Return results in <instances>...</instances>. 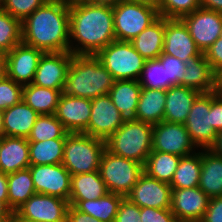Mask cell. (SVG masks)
I'll use <instances>...</instances> for the list:
<instances>
[{
	"mask_svg": "<svg viewBox=\"0 0 222 222\" xmlns=\"http://www.w3.org/2000/svg\"><path fill=\"white\" fill-rule=\"evenodd\" d=\"M69 20V52L73 55L95 56L116 40L112 6L74 4L69 6Z\"/></svg>",
	"mask_w": 222,
	"mask_h": 222,
	"instance_id": "6da1fadb",
	"label": "cell"
},
{
	"mask_svg": "<svg viewBox=\"0 0 222 222\" xmlns=\"http://www.w3.org/2000/svg\"><path fill=\"white\" fill-rule=\"evenodd\" d=\"M22 42L44 53L69 51V6L58 0H47L23 22Z\"/></svg>",
	"mask_w": 222,
	"mask_h": 222,
	"instance_id": "7a4b0ae2",
	"label": "cell"
},
{
	"mask_svg": "<svg viewBox=\"0 0 222 222\" xmlns=\"http://www.w3.org/2000/svg\"><path fill=\"white\" fill-rule=\"evenodd\" d=\"M115 79L93 55H73L63 93L94 99L109 94Z\"/></svg>",
	"mask_w": 222,
	"mask_h": 222,
	"instance_id": "3957f363",
	"label": "cell"
},
{
	"mask_svg": "<svg viewBox=\"0 0 222 222\" xmlns=\"http://www.w3.org/2000/svg\"><path fill=\"white\" fill-rule=\"evenodd\" d=\"M152 137L153 125L142 121L125 122L106 140V149L144 165L152 151Z\"/></svg>",
	"mask_w": 222,
	"mask_h": 222,
	"instance_id": "277c9868",
	"label": "cell"
},
{
	"mask_svg": "<svg viewBox=\"0 0 222 222\" xmlns=\"http://www.w3.org/2000/svg\"><path fill=\"white\" fill-rule=\"evenodd\" d=\"M106 141L84 133L66 135L62 165L71 175L99 171Z\"/></svg>",
	"mask_w": 222,
	"mask_h": 222,
	"instance_id": "5b68a950",
	"label": "cell"
},
{
	"mask_svg": "<svg viewBox=\"0 0 222 222\" xmlns=\"http://www.w3.org/2000/svg\"><path fill=\"white\" fill-rule=\"evenodd\" d=\"M95 56L115 80H138L146 60L130 41L119 40H114Z\"/></svg>",
	"mask_w": 222,
	"mask_h": 222,
	"instance_id": "8992f818",
	"label": "cell"
},
{
	"mask_svg": "<svg viewBox=\"0 0 222 222\" xmlns=\"http://www.w3.org/2000/svg\"><path fill=\"white\" fill-rule=\"evenodd\" d=\"M144 172L143 164L104 150L99 166L101 179L110 193L126 197Z\"/></svg>",
	"mask_w": 222,
	"mask_h": 222,
	"instance_id": "52a82bcc",
	"label": "cell"
},
{
	"mask_svg": "<svg viewBox=\"0 0 222 222\" xmlns=\"http://www.w3.org/2000/svg\"><path fill=\"white\" fill-rule=\"evenodd\" d=\"M159 17L158 9L141 3L121 1L113 6L116 40L131 41Z\"/></svg>",
	"mask_w": 222,
	"mask_h": 222,
	"instance_id": "ba28073f",
	"label": "cell"
},
{
	"mask_svg": "<svg viewBox=\"0 0 222 222\" xmlns=\"http://www.w3.org/2000/svg\"><path fill=\"white\" fill-rule=\"evenodd\" d=\"M184 126L197 148L210 149L214 145L218 133L212 127V92L196 97Z\"/></svg>",
	"mask_w": 222,
	"mask_h": 222,
	"instance_id": "9c48e42d",
	"label": "cell"
},
{
	"mask_svg": "<svg viewBox=\"0 0 222 222\" xmlns=\"http://www.w3.org/2000/svg\"><path fill=\"white\" fill-rule=\"evenodd\" d=\"M196 149L184 124L163 120L153 125L152 151L184 157L196 153Z\"/></svg>",
	"mask_w": 222,
	"mask_h": 222,
	"instance_id": "30bf717a",
	"label": "cell"
},
{
	"mask_svg": "<svg viewBox=\"0 0 222 222\" xmlns=\"http://www.w3.org/2000/svg\"><path fill=\"white\" fill-rule=\"evenodd\" d=\"M197 47L204 53L219 37L222 30V13L198 8L180 18Z\"/></svg>",
	"mask_w": 222,
	"mask_h": 222,
	"instance_id": "8fae6325",
	"label": "cell"
},
{
	"mask_svg": "<svg viewBox=\"0 0 222 222\" xmlns=\"http://www.w3.org/2000/svg\"><path fill=\"white\" fill-rule=\"evenodd\" d=\"M35 191L59 197L64 200L70 198V172L61 164L30 165Z\"/></svg>",
	"mask_w": 222,
	"mask_h": 222,
	"instance_id": "7c38bea8",
	"label": "cell"
},
{
	"mask_svg": "<svg viewBox=\"0 0 222 222\" xmlns=\"http://www.w3.org/2000/svg\"><path fill=\"white\" fill-rule=\"evenodd\" d=\"M68 207V200L36 193L15 212L36 222H66Z\"/></svg>",
	"mask_w": 222,
	"mask_h": 222,
	"instance_id": "4fadbf2b",
	"label": "cell"
},
{
	"mask_svg": "<svg viewBox=\"0 0 222 222\" xmlns=\"http://www.w3.org/2000/svg\"><path fill=\"white\" fill-rule=\"evenodd\" d=\"M122 124L120 112L106 94L91 100V116L83 133L106 141Z\"/></svg>",
	"mask_w": 222,
	"mask_h": 222,
	"instance_id": "5bb4252c",
	"label": "cell"
},
{
	"mask_svg": "<svg viewBox=\"0 0 222 222\" xmlns=\"http://www.w3.org/2000/svg\"><path fill=\"white\" fill-rule=\"evenodd\" d=\"M172 188L169 183L159 181L143 172L132 191L126 196L140 208L153 207L171 209Z\"/></svg>",
	"mask_w": 222,
	"mask_h": 222,
	"instance_id": "9a60e30c",
	"label": "cell"
},
{
	"mask_svg": "<svg viewBox=\"0 0 222 222\" xmlns=\"http://www.w3.org/2000/svg\"><path fill=\"white\" fill-rule=\"evenodd\" d=\"M163 53L187 63L203 53L189 34L181 19L165 18Z\"/></svg>",
	"mask_w": 222,
	"mask_h": 222,
	"instance_id": "2e32d148",
	"label": "cell"
},
{
	"mask_svg": "<svg viewBox=\"0 0 222 222\" xmlns=\"http://www.w3.org/2000/svg\"><path fill=\"white\" fill-rule=\"evenodd\" d=\"M73 54L67 52L44 53L40 58L32 84L63 90Z\"/></svg>",
	"mask_w": 222,
	"mask_h": 222,
	"instance_id": "e0dca14e",
	"label": "cell"
},
{
	"mask_svg": "<svg viewBox=\"0 0 222 222\" xmlns=\"http://www.w3.org/2000/svg\"><path fill=\"white\" fill-rule=\"evenodd\" d=\"M209 201L199 187L172 189L171 211L178 222H200Z\"/></svg>",
	"mask_w": 222,
	"mask_h": 222,
	"instance_id": "ac0fdd59",
	"label": "cell"
},
{
	"mask_svg": "<svg viewBox=\"0 0 222 222\" xmlns=\"http://www.w3.org/2000/svg\"><path fill=\"white\" fill-rule=\"evenodd\" d=\"M43 54L41 50L23 42L17 44L7 53V77L22 86L31 84Z\"/></svg>",
	"mask_w": 222,
	"mask_h": 222,
	"instance_id": "d6986e66",
	"label": "cell"
},
{
	"mask_svg": "<svg viewBox=\"0 0 222 222\" xmlns=\"http://www.w3.org/2000/svg\"><path fill=\"white\" fill-rule=\"evenodd\" d=\"M55 116L68 133H83L91 116V100L62 93Z\"/></svg>",
	"mask_w": 222,
	"mask_h": 222,
	"instance_id": "ffe728a7",
	"label": "cell"
},
{
	"mask_svg": "<svg viewBox=\"0 0 222 222\" xmlns=\"http://www.w3.org/2000/svg\"><path fill=\"white\" fill-rule=\"evenodd\" d=\"M141 89L138 80L127 79L115 80L110 89L108 95L120 112L123 123L138 121L136 111Z\"/></svg>",
	"mask_w": 222,
	"mask_h": 222,
	"instance_id": "44dd1931",
	"label": "cell"
},
{
	"mask_svg": "<svg viewBox=\"0 0 222 222\" xmlns=\"http://www.w3.org/2000/svg\"><path fill=\"white\" fill-rule=\"evenodd\" d=\"M29 166V141L26 138L6 136L0 140L2 173L8 175Z\"/></svg>",
	"mask_w": 222,
	"mask_h": 222,
	"instance_id": "7402d4cb",
	"label": "cell"
},
{
	"mask_svg": "<svg viewBox=\"0 0 222 222\" xmlns=\"http://www.w3.org/2000/svg\"><path fill=\"white\" fill-rule=\"evenodd\" d=\"M199 91L176 85L166 90L164 121L184 124Z\"/></svg>",
	"mask_w": 222,
	"mask_h": 222,
	"instance_id": "603a6c76",
	"label": "cell"
},
{
	"mask_svg": "<svg viewBox=\"0 0 222 222\" xmlns=\"http://www.w3.org/2000/svg\"><path fill=\"white\" fill-rule=\"evenodd\" d=\"M183 86L208 93L218 89L217 74L213 71L205 54L189 60L183 76Z\"/></svg>",
	"mask_w": 222,
	"mask_h": 222,
	"instance_id": "cb8c5ba5",
	"label": "cell"
},
{
	"mask_svg": "<svg viewBox=\"0 0 222 222\" xmlns=\"http://www.w3.org/2000/svg\"><path fill=\"white\" fill-rule=\"evenodd\" d=\"M6 136L28 138L39 114L22 99L19 103L3 110Z\"/></svg>",
	"mask_w": 222,
	"mask_h": 222,
	"instance_id": "d4e9b609",
	"label": "cell"
},
{
	"mask_svg": "<svg viewBox=\"0 0 222 222\" xmlns=\"http://www.w3.org/2000/svg\"><path fill=\"white\" fill-rule=\"evenodd\" d=\"M198 187L210 198L222 196V157L210 149L201 151Z\"/></svg>",
	"mask_w": 222,
	"mask_h": 222,
	"instance_id": "484cf974",
	"label": "cell"
},
{
	"mask_svg": "<svg viewBox=\"0 0 222 222\" xmlns=\"http://www.w3.org/2000/svg\"><path fill=\"white\" fill-rule=\"evenodd\" d=\"M165 18L159 16L130 42L146 60L157 59L163 53Z\"/></svg>",
	"mask_w": 222,
	"mask_h": 222,
	"instance_id": "4316f807",
	"label": "cell"
},
{
	"mask_svg": "<svg viewBox=\"0 0 222 222\" xmlns=\"http://www.w3.org/2000/svg\"><path fill=\"white\" fill-rule=\"evenodd\" d=\"M123 195L108 192L105 196L95 200H69V205L77 210L100 220L114 222Z\"/></svg>",
	"mask_w": 222,
	"mask_h": 222,
	"instance_id": "83f0119b",
	"label": "cell"
},
{
	"mask_svg": "<svg viewBox=\"0 0 222 222\" xmlns=\"http://www.w3.org/2000/svg\"><path fill=\"white\" fill-rule=\"evenodd\" d=\"M166 91L159 89H141L137 104V119L151 125L163 121Z\"/></svg>",
	"mask_w": 222,
	"mask_h": 222,
	"instance_id": "f1b7e54d",
	"label": "cell"
},
{
	"mask_svg": "<svg viewBox=\"0 0 222 222\" xmlns=\"http://www.w3.org/2000/svg\"><path fill=\"white\" fill-rule=\"evenodd\" d=\"M107 193L99 171L71 175L69 200H95Z\"/></svg>",
	"mask_w": 222,
	"mask_h": 222,
	"instance_id": "f546056e",
	"label": "cell"
},
{
	"mask_svg": "<svg viewBox=\"0 0 222 222\" xmlns=\"http://www.w3.org/2000/svg\"><path fill=\"white\" fill-rule=\"evenodd\" d=\"M63 90L40 87L35 84L23 86L24 102L39 115L55 114Z\"/></svg>",
	"mask_w": 222,
	"mask_h": 222,
	"instance_id": "4dcf8cb0",
	"label": "cell"
},
{
	"mask_svg": "<svg viewBox=\"0 0 222 222\" xmlns=\"http://www.w3.org/2000/svg\"><path fill=\"white\" fill-rule=\"evenodd\" d=\"M8 207L15 212L30 197L36 194L29 168L7 175Z\"/></svg>",
	"mask_w": 222,
	"mask_h": 222,
	"instance_id": "1f68e13d",
	"label": "cell"
},
{
	"mask_svg": "<svg viewBox=\"0 0 222 222\" xmlns=\"http://www.w3.org/2000/svg\"><path fill=\"white\" fill-rule=\"evenodd\" d=\"M180 159L181 156L175 154L151 151L143 170L148 176L170 184Z\"/></svg>",
	"mask_w": 222,
	"mask_h": 222,
	"instance_id": "d6a6232c",
	"label": "cell"
},
{
	"mask_svg": "<svg viewBox=\"0 0 222 222\" xmlns=\"http://www.w3.org/2000/svg\"><path fill=\"white\" fill-rule=\"evenodd\" d=\"M65 139L29 141L30 165L61 164Z\"/></svg>",
	"mask_w": 222,
	"mask_h": 222,
	"instance_id": "836d02e7",
	"label": "cell"
},
{
	"mask_svg": "<svg viewBox=\"0 0 222 222\" xmlns=\"http://www.w3.org/2000/svg\"><path fill=\"white\" fill-rule=\"evenodd\" d=\"M201 150L181 157L170 183L172 189L198 187L201 172Z\"/></svg>",
	"mask_w": 222,
	"mask_h": 222,
	"instance_id": "e575fe53",
	"label": "cell"
},
{
	"mask_svg": "<svg viewBox=\"0 0 222 222\" xmlns=\"http://www.w3.org/2000/svg\"><path fill=\"white\" fill-rule=\"evenodd\" d=\"M67 134L68 132L55 114H43L38 116L27 140L66 139Z\"/></svg>",
	"mask_w": 222,
	"mask_h": 222,
	"instance_id": "d590c367",
	"label": "cell"
},
{
	"mask_svg": "<svg viewBox=\"0 0 222 222\" xmlns=\"http://www.w3.org/2000/svg\"><path fill=\"white\" fill-rule=\"evenodd\" d=\"M138 82L144 89L168 90L166 63L158 58L145 60Z\"/></svg>",
	"mask_w": 222,
	"mask_h": 222,
	"instance_id": "8d00e7d4",
	"label": "cell"
},
{
	"mask_svg": "<svg viewBox=\"0 0 222 222\" xmlns=\"http://www.w3.org/2000/svg\"><path fill=\"white\" fill-rule=\"evenodd\" d=\"M21 42V22L0 6V50L8 53Z\"/></svg>",
	"mask_w": 222,
	"mask_h": 222,
	"instance_id": "74e56055",
	"label": "cell"
},
{
	"mask_svg": "<svg viewBox=\"0 0 222 222\" xmlns=\"http://www.w3.org/2000/svg\"><path fill=\"white\" fill-rule=\"evenodd\" d=\"M201 7V0H161L159 16L177 18L192 13Z\"/></svg>",
	"mask_w": 222,
	"mask_h": 222,
	"instance_id": "f35d334b",
	"label": "cell"
},
{
	"mask_svg": "<svg viewBox=\"0 0 222 222\" xmlns=\"http://www.w3.org/2000/svg\"><path fill=\"white\" fill-rule=\"evenodd\" d=\"M47 0H0V6L12 17L23 22Z\"/></svg>",
	"mask_w": 222,
	"mask_h": 222,
	"instance_id": "ab89813d",
	"label": "cell"
},
{
	"mask_svg": "<svg viewBox=\"0 0 222 222\" xmlns=\"http://www.w3.org/2000/svg\"><path fill=\"white\" fill-rule=\"evenodd\" d=\"M23 86L9 77L0 80V110H6L22 100Z\"/></svg>",
	"mask_w": 222,
	"mask_h": 222,
	"instance_id": "60d3db41",
	"label": "cell"
},
{
	"mask_svg": "<svg viewBox=\"0 0 222 222\" xmlns=\"http://www.w3.org/2000/svg\"><path fill=\"white\" fill-rule=\"evenodd\" d=\"M161 63H166L168 89L172 86H183V76L186 68L185 62L179 58L162 53L158 58Z\"/></svg>",
	"mask_w": 222,
	"mask_h": 222,
	"instance_id": "b9f144b4",
	"label": "cell"
},
{
	"mask_svg": "<svg viewBox=\"0 0 222 222\" xmlns=\"http://www.w3.org/2000/svg\"><path fill=\"white\" fill-rule=\"evenodd\" d=\"M141 222H178L171 209L140 208Z\"/></svg>",
	"mask_w": 222,
	"mask_h": 222,
	"instance_id": "7bdbcfd3",
	"label": "cell"
},
{
	"mask_svg": "<svg viewBox=\"0 0 222 222\" xmlns=\"http://www.w3.org/2000/svg\"><path fill=\"white\" fill-rule=\"evenodd\" d=\"M114 222H141L140 207L124 197L120 202Z\"/></svg>",
	"mask_w": 222,
	"mask_h": 222,
	"instance_id": "ee69618b",
	"label": "cell"
},
{
	"mask_svg": "<svg viewBox=\"0 0 222 222\" xmlns=\"http://www.w3.org/2000/svg\"><path fill=\"white\" fill-rule=\"evenodd\" d=\"M204 54L213 71L218 74L222 70V38L219 37Z\"/></svg>",
	"mask_w": 222,
	"mask_h": 222,
	"instance_id": "f6af8a7d",
	"label": "cell"
},
{
	"mask_svg": "<svg viewBox=\"0 0 222 222\" xmlns=\"http://www.w3.org/2000/svg\"><path fill=\"white\" fill-rule=\"evenodd\" d=\"M200 222H222V196L210 198L207 210Z\"/></svg>",
	"mask_w": 222,
	"mask_h": 222,
	"instance_id": "bcb514c9",
	"label": "cell"
},
{
	"mask_svg": "<svg viewBox=\"0 0 222 222\" xmlns=\"http://www.w3.org/2000/svg\"><path fill=\"white\" fill-rule=\"evenodd\" d=\"M212 127L217 133L222 131V96L217 90L212 91Z\"/></svg>",
	"mask_w": 222,
	"mask_h": 222,
	"instance_id": "7dc6e473",
	"label": "cell"
},
{
	"mask_svg": "<svg viewBox=\"0 0 222 222\" xmlns=\"http://www.w3.org/2000/svg\"><path fill=\"white\" fill-rule=\"evenodd\" d=\"M66 222H101V221L88 215L87 213L77 210L74 206L69 205L67 210Z\"/></svg>",
	"mask_w": 222,
	"mask_h": 222,
	"instance_id": "c3c4849f",
	"label": "cell"
},
{
	"mask_svg": "<svg viewBox=\"0 0 222 222\" xmlns=\"http://www.w3.org/2000/svg\"><path fill=\"white\" fill-rule=\"evenodd\" d=\"M8 181L7 174L0 171V200L8 206Z\"/></svg>",
	"mask_w": 222,
	"mask_h": 222,
	"instance_id": "681fc988",
	"label": "cell"
},
{
	"mask_svg": "<svg viewBox=\"0 0 222 222\" xmlns=\"http://www.w3.org/2000/svg\"><path fill=\"white\" fill-rule=\"evenodd\" d=\"M201 8L222 13V0H201Z\"/></svg>",
	"mask_w": 222,
	"mask_h": 222,
	"instance_id": "f907efd6",
	"label": "cell"
},
{
	"mask_svg": "<svg viewBox=\"0 0 222 222\" xmlns=\"http://www.w3.org/2000/svg\"><path fill=\"white\" fill-rule=\"evenodd\" d=\"M12 210L0 200V222H9Z\"/></svg>",
	"mask_w": 222,
	"mask_h": 222,
	"instance_id": "816d5d0a",
	"label": "cell"
},
{
	"mask_svg": "<svg viewBox=\"0 0 222 222\" xmlns=\"http://www.w3.org/2000/svg\"><path fill=\"white\" fill-rule=\"evenodd\" d=\"M7 53L0 50V80L7 76Z\"/></svg>",
	"mask_w": 222,
	"mask_h": 222,
	"instance_id": "f5cc1de1",
	"label": "cell"
},
{
	"mask_svg": "<svg viewBox=\"0 0 222 222\" xmlns=\"http://www.w3.org/2000/svg\"><path fill=\"white\" fill-rule=\"evenodd\" d=\"M216 155L222 157V131L217 134L214 145L210 148Z\"/></svg>",
	"mask_w": 222,
	"mask_h": 222,
	"instance_id": "db71d44e",
	"label": "cell"
},
{
	"mask_svg": "<svg viewBox=\"0 0 222 222\" xmlns=\"http://www.w3.org/2000/svg\"><path fill=\"white\" fill-rule=\"evenodd\" d=\"M124 0H88L87 3L94 5H107V6H115Z\"/></svg>",
	"mask_w": 222,
	"mask_h": 222,
	"instance_id": "11a10c76",
	"label": "cell"
},
{
	"mask_svg": "<svg viewBox=\"0 0 222 222\" xmlns=\"http://www.w3.org/2000/svg\"><path fill=\"white\" fill-rule=\"evenodd\" d=\"M130 2L146 4L159 10L161 0H128Z\"/></svg>",
	"mask_w": 222,
	"mask_h": 222,
	"instance_id": "9f6ffc18",
	"label": "cell"
},
{
	"mask_svg": "<svg viewBox=\"0 0 222 222\" xmlns=\"http://www.w3.org/2000/svg\"><path fill=\"white\" fill-rule=\"evenodd\" d=\"M9 222H36V221L22 218L16 212H12Z\"/></svg>",
	"mask_w": 222,
	"mask_h": 222,
	"instance_id": "6f0895ef",
	"label": "cell"
},
{
	"mask_svg": "<svg viewBox=\"0 0 222 222\" xmlns=\"http://www.w3.org/2000/svg\"><path fill=\"white\" fill-rule=\"evenodd\" d=\"M3 118H4L3 110H0V140L2 138L6 137V132H5V129H4Z\"/></svg>",
	"mask_w": 222,
	"mask_h": 222,
	"instance_id": "680465c9",
	"label": "cell"
},
{
	"mask_svg": "<svg viewBox=\"0 0 222 222\" xmlns=\"http://www.w3.org/2000/svg\"><path fill=\"white\" fill-rule=\"evenodd\" d=\"M58 1L64 3L67 6H71V5H74V4L87 2L88 0H58Z\"/></svg>",
	"mask_w": 222,
	"mask_h": 222,
	"instance_id": "91938a15",
	"label": "cell"
},
{
	"mask_svg": "<svg viewBox=\"0 0 222 222\" xmlns=\"http://www.w3.org/2000/svg\"><path fill=\"white\" fill-rule=\"evenodd\" d=\"M217 85L218 88H222V70L217 74Z\"/></svg>",
	"mask_w": 222,
	"mask_h": 222,
	"instance_id": "94428289",
	"label": "cell"
},
{
	"mask_svg": "<svg viewBox=\"0 0 222 222\" xmlns=\"http://www.w3.org/2000/svg\"><path fill=\"white\" fill-rule=\"evenodd\" d=\"M217 91L222 96V88H218Z\"/></svg>",
	"mask_w": 222,
	"mask_h": 222,
	"instance_id": "6125c7cd",
	"label": "cell"
}]
</instances>
